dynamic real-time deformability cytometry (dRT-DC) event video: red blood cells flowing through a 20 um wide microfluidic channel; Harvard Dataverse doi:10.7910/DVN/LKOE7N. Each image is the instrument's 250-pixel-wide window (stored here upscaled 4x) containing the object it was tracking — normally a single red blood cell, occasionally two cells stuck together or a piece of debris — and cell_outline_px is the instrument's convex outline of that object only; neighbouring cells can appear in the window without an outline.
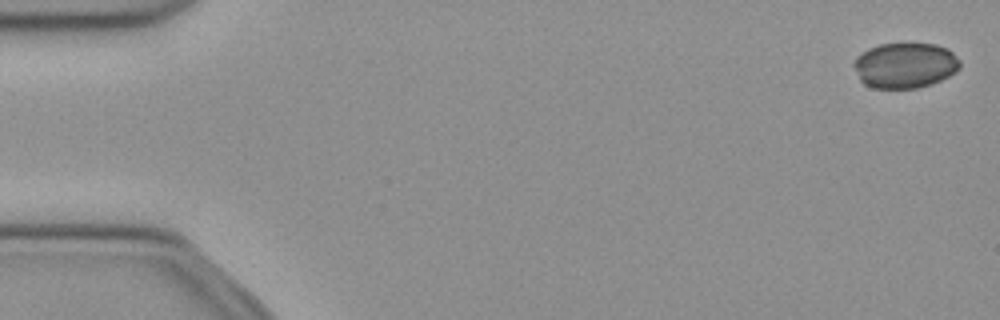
{"species": "common noctule bat (a hibernating species)", "species_latin": "Nyctalus noctula", "temperature_condition": "cold", "stored_images_in_passage": 52, "camera_frame_rate_fps": 3000, "um_per_image_px": 0.085, "animal": {"sex": "female", "body_mass_g": 21.9}, "frame": {"image": 1, "passage_image": 2, "time_ms": 0.333, "image_size_px": [1000, 320], "cell_outline_px": [[960, 68], [956, 72], [940, 80], [916, 88], [872, 88], [864, 84], [860, 80], [852, 64], [856, 56], [868, 48], [880, 44], [936, 44], [948, 48], [960, 60]], "centroid_in_image_um": [76.91, 5.55], "position_along_channel_um": 8.1, "area_um2": 28.15}}
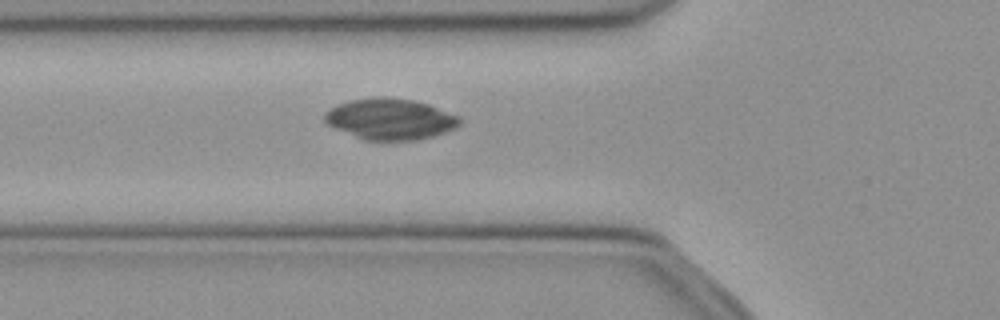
{"frame": {"image": 2, "passage_image": 19, "time_ms": 6.0, "image_size_px": [1000, 320], "cell_outline_px": [[460, 124], [456, 128], [432, 136], [416, 140], [364, 140], [332, 128], [324, 120], [324, 112], [340, 104], [352, 100], [380, 96], [412, 100], [428, 104], [460, 116]], "centroid_in_image_um": [33.16, 10.13], "position_along_channel_um": 92.6, "area_um2": 32.19}}
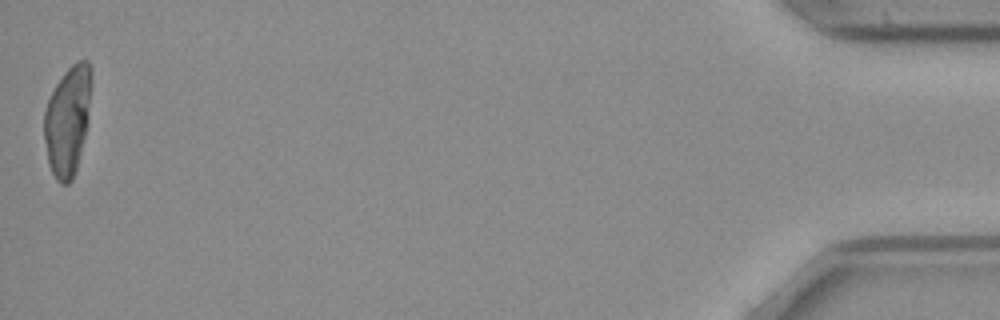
{"frame": {"image": 3, "passage_image": 52, "time_ms": 17.0, "image_size_px": [1000, 320], "cell_outline_px": [[92, 80], [84, 136], [76, 172], [72, 180], [68, 184], [60, 184], [56, 180], [48, 164], [44, 140], [44, 112], [48, 100], [56, 84], [64, 72], [76, 60], [88, 60], [92, 68]], "centroid_in_image_um": [5.74, 10.23], "position_along_channel_um": 429.5, "area_um2": 30.06}, "authors_computed_cell_mechanics": {"area_um2": 29.9982, "velocity_mm_per_s": 3.972, "shape_relaxation_time_tau1_ms": 9.8711, "shape_relaxation_time_tau2_ms": null, "deformation_change_tau1": 0.2216, "deformation_change_tau2": null}}